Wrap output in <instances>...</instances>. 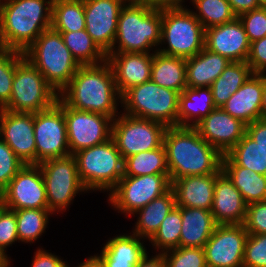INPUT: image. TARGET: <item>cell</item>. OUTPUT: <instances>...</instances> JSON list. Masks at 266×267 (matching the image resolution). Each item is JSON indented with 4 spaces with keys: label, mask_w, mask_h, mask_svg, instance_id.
Returning a JSON list of instances; mask_svg holds the SVG:
<instances>
[{
    "label": "cell",
    "mask_w": 266,
    "mask_h": 267,
    "mask_svg": "<svg viewBox=\"0 0 266 267\" xmlns=\"http://www.w3.org/2000/svg\"><path fill=\"white\" fill-rule=\"evenodd\" d=\"M247 237L243 224L217 225L204 245L207 267H243Z\"/></svg>",
    "instance_id": "15"
},
{
    "label": "cell",
    "mask_w": 266,
    "mask_h": 267,
    "mask_svg": "<svg viewBox=\"0 0 266 267\" xmlns=\"http://www.w3.org/2000/svg\"><path fill=\"white\" fill-rule=\"evenodd\" d=\"M205 29L186 6L162 9L161 40L167 47L157 51L168 56L190 58L204 48Z\"/></svg>",
    "instance_id": "7"
},
{
    "label": "cell",
    "mask_w": 266,
    "mask_h": 267,
    "mask_svg": "<svg viewBox=\"0 0 266 267\" xmlns=\"http://www.w3.org/2000/svg\"><path fill=\"white\" fill-rule=\"evenodd\" d=\"M56 103L64 111L70 154L74 155L112 138L113 118L101 113L74 109L60 97Z\"/></svg>",
    "instance_id": "13"
},
{
    "label": "cell",
    "mask_w": 266,
    "mask_h": 267,
    "mask_svg": "<svg viewBox=\"0 0 266 267\" xmlns=\"http://www.w3.org/2000/svg\"><path fill=\"white\" fill-rule=\"evenodd\" d=\"M179 95L150 80L128 89L121 96L120 107L127 115L157 121L166 127L177 126Z\"/></svg>",
    "instance_id": "8"
},
{
    "label": "cell",
    "mask_w": 266,
    "mask_h": 267,
    "mask_svg": "<svg viewBox=\"0 0 266 267\" xmlns=\"http://www.w3.org/2000/svg\"><path fill=\"white\" fill-rule=\"evenodd\" d=\"M196 11L191 10L204 29L234 21L237 15L233 12L228 0H190Z\"/></svg>",
    "instance_id": "38"
},
{
    "label": "cell",
    "mask_w": 266,
    "mask_h": 267,
    "mask_svg": "<svg viewBox=\"0 0 266 267\" xmlns=\"http://www.w3.org/2000/svg\"><path fill=\"white\" fill-rule=\"evenodd\" d=\"M261 112H262V119H266V74H265V87L263 90Z\"/></svg>",
    "instance_id": "54"
},
{
    "label": "cell",
    "mask_w": 266,
    "mask_h": 267,
    "mask_svg": "<svg viewBox=\"0 0 266 267\" xmlns=\"http://www.w3.org/2000/svg\"><path fill=\"white\" fill-rule=\"evenodd\" d=\"M250 43L266 36V7H259L238 16Z\"/></svg>",
    "instance_id": "45"
},
{
    "label": "cell",
    "mask_w": 266,
    "mask_h": 267,
    "mask_svg": "<svg viewBox=\"0 0 266 267\" xmlns=\"http://www.w3.org/2000/svg\"><path fill=\"white\" fill-rule=\"evenodd\" d=\"M24 58L23 52L0 48V109L9 103L16 66Z\"/></svg>",
    "instance_id": "40"
},
{
    "label": "cell",
    "mask_w": 266,
    "mask_h": 267,
    "mask_svg": "<svg viewBox=\"0 0 266 267\" xmlns=\"http://www.w3.org/2000/svg\"><path fill=\"white\" fill-rule=\"evenodd\" d=\"M243 267H266V234H248Z\"/></svg>",
    "instance_id": "44"
},
{
    "label": "cell",
    "mask_w": 266,
    "mask_h": 267,
    "mask_svg": "<svg viewBox=\"0 0 266 267\" xmlns=\"http://www.w3.org/2000/svg\"><path fill=\"white\" fill-rule=\"evenodd\" d=\"M51 28L57 32L84 30V0H53Z\"/></svg>",
    "instance_id": "34"
},
{
    "label": "cell",
    "mask_w": 266,
    "mask_h": 267,
    "mask_svg": "<svg viewBox=\"0 0 266 267\" xmlns=\"http://www.w3.org/2000/svg\"><path fill=\"white\" fill-rule=\"evenodd\" d=\"M253 74L247 62H230L210 86L216 108H221Z\"/></svg>",
    "instance_id": "32"
},
{
    "label": "cell",
    "mask_w": 266,
    "mask_h": 267,
    "mask_svg": "<svg viewBox=\"0 0 266 267\" xmlns=\"http://www.w3.org/2000/svg\"><path fill=\"white\" fill-rule=\"evenodd\" d=\"M53 0H0V48L24 52L51 28Z\"/></svg>",
    "instance_id": "3"
},
{
    "label": "cell",
    "mask_w": 266,
    "mask_h": 267,
    "mask_svg": "<svg viewBox=\"0 0 266 267\" xmlns=\"http://www.w3.org/2000/svg\"><path fill=\"white\" fill-rule=\"evenodd\" d=\"M128 0H84L85 30L107 55L113 47L118 17Z\"/></svg>",
    "instance_id": "17"
},
{
    "label": "cell",
    "mask_w": 266,
    "mask_h": 267,
    "mask_svg": "<svg viewBox=\"0 0 266 267\" xmlns=\"http://www.w3.org/2000/svg\"><path fill=\"white\" fill-rule=\"evenodd\" d=\"M204 47L231 62H247L250 42L237 17L232 22L205 29Z\"/></svg>",
    "instance_id": "20"
},
{
    "label": "cell",
    "mask_w": 266,
    "mask_h": 267,
    "mask_svg": "<svg viewBox=\"0 0 266 267\" xmlns=\"http://www.w3.org/2000/svg\"><path fill=\"white\" fill-rule=\"evenodd\" d=\"M0 138L25 165H36L34 113L0 109Z\"/></svg>",
    "instance_id": "18"
},
{
    "label": "cell",
    "mask_w": 266,
    "mask_h": 267,
    "mask_svg": "<svg viewBox=\"0 0 266 267\" xmlns=\"http://www.w3.org/2000/svg\"><path fill=\"white\" fill-rule=\"evenodd\" d=\"M260 7H266V0H257Z\"/></svg>",
    "instance_id": "57"
},
{
    "label": "cell",
    "mask_w": 266,
    "mask_h": 267,
    "mask_svg": "<svg viewBox=\"0 0 266 267\" xmlns=\"http://www.w3.org/2000/svg\"><path fill=\"white\" fill-rule=\"evenodd\" d=\"M182 228L179 247L204 248L218 225L210 210L181 207Z\"/></svg>",
    "instance_id": "27"
},
{
    "label": "cell",
    "mask_w": 266,
    "mask_h": 267,
    "mask_svg": "<svg viewBox=\"0 0 266 267\" xmlns=\"http://www.w3.org/2000/svg\"><path fill=\"white\" fill-rule=\"evenodd\" d=\"M226 155L237 166L266 176V154L246 133Z\"/></svg>",
    "instance_id": "37"
},
{
    "label": "cell",
    "mask_w": 266,
    "mask_h": 267,
    "mask_svg": "<svg viewBox=\"0 0 266 267\" xmlns=\"http://www.w3.org/2000/svg\"><path fill=\"white\" fill-rule=\"evenodd\" d=\"M34 137L36 165L70 155L64 111L57 103L34 113Z\"/></svg>",
    "instance_id": "14"
},
{
    "label": "cell",
    "mask_w": 266,
    "mask_h": 267,
    "mask_svg": "<svg viewBox=\"0 0 266 267\" xmlns=\"http://www.w3.org/2000/svg\"><path fill=\"white\" fill-rule=\"evenodd\" d=\"M107 61L111 65L121 96L133 86L151 79L153 53L109 52Z\"/></svg>",
    "instance_id": "21"
},
{
    "label": "cell",
    "mask_w": 266,
    "mask_h": 267,
    "mask_svg": "<svg viewBox=\"0 0 266 267\" xmlns=\"http://www.w3.org/2000/svg\"><path fill=\"white\" fill-rule=\"evenodd\" d=\"M162 256L167 267H207L204 248L178 247Z\"/></svg>",
    "instance_id": "41"
},
{
    "label": "cell",
    "mask_w": 266,
    "mask_h": 267,
    "mask_svg": "<svg viewBox=\"0 0 266 267\" xmlns=\"http://www.w3.org/2000/svg\"><path fill=\"white\" fill-rule=\"evenodd\" d=\"M175 206V195L173 190L170 189L133 214L134 216L138 214V220L135 222L132 233L149 241L159 229L164 218Z\"/></svg>",
    "instance_id": "30"
},
{
    "label": "cell",
    "mask_w": 266,
    "mask_h": 267,
    "mask_svg": "<svg viewBox=\"0 0 266 267\" xmlns=\"http://www.w3.org/2000/svg\"><path fill=\"white\" fill-rule=\"evenodd\" d=\"M17 222L19 243H33L42 236L47 229L49 217L53 213L49 209H19L13 210Z\"/></svg>",
    "instance_id": "36"
},
{
    "label": "cell",
    "mask_w": 266,
    "mask_h": 267,
    "mask_svg": "<svg viewBox=\"0 0 266 267\" xmlns=\"http://www.w3.org/2000/svg\"><path fill=\"white\" fill-rule=\"evenodd\" d=\"M34 254L31 267H70L61 257L43 248H39Z\"/></svg>",
    "instance_id": "48"
},
{
    "label": "cell",
    "mask_w": 266,
    "mask_h": 267,
    "mask_svg": "<svg viewBox=\"0 0 266 267\" xmlns=\"http://www.w3.org/2000/svg\"><path fill=\"white\" fill-rule=\"evenodd\" d=\"M247 204L240 191L221 172L215 181L212 215L218 225L243 224Z\"/></svg>",
    "instance_id": "23"
},
{
    "label": "cell",
    "mask_w": 266,
    "mask_h": 267,
    "mask_svg": "<svg viewBox=\"0 0 266 267\" xmlns=\"http://www.w3.org/2000/svg\"><path fill=\"white\" fill-rule=\"evenodd\" d=\"M243 225L248 234H266V201L247 205Z\"/></svg>",
    "instance_id": "46"
},
{
    "label": "cell",
    "mask_w": 266,
    "mask_h": 267,
    "mask_svg": "<svg viewBox=\"0 0 266 267\" xmlns=\"http://www.w3.org/2000/svg\"><path fill=\"white\" fill-rule=\"evenodd\" d=\"M17 240L19 243L15 212L5 208L0 214V257L9 265L11 264V259L6 254V250Z\"/></svg>",
    "instance_id": "42"
},
{
    "label": "cell",
    "mask_w": 266,
    "mask_h": 267,
    "mask_svg": "<svg viewBox=\"0 0 266 267\" xmlns=\"http://www.w3.org/2000/svg\"><path fill=\"white\" fill-rule=\"evenodd\" d=\"M247 64L253 73L266 74V36L250 43Z\"/></svg>",
    "instance_id": "47"
},
{
    "label": "cell",
    "mask_w": 266,
    "mask_h": 267,
    "mask_svg": "<svg viewBox=\"0 0 266 267\" xmlns=\"http://www.w3.org/2000/svg\"><path fill=\"white\" fill-rule=\"evenodd\" d=\"M221 170L240 191L247 205L266 201L265 175L237 166L226 154L222 157Z\"/></svg>",
    "instance_id": "28"
},
{
    "label": "cell",
    "mask_w": 266,
    "mask_h": 267,
    "mask_svg": "<svg viewBox=\"0 0 266 267\" xmlns=\"http://www.w3.org/2000/svg\"><path fill=\"white\" fill-rule=\"evenodd\" d=\"M162 9L127 1L118 17L116 38L110 52H157L161 40ZM156 48V49H155Z\"/></svg>",
    "instance_id": "4"
},
{
    "label": "cell",
    "mask_w": 266,
    "mask_h": 267,
    "mask_svg": "<svg viewBox=\"0 0 266 267\" xmlns=\"http://www.w3.org/2000/svg\"><path fill=\"white\" fill-rule=\"evenodd\" d=\"M10 265L0 257V267H9Z\"/></svg>",
    "instance_id": "56"
},
{
    "label": "cell",
    "mask_w": 266,
    "mask_h": 267,
    "mask_svg": "<svg viewBox=\"0 0 266 267\" xmlns=\"http://www.w3.org/2000/svg\"><path fill=\"white\" fill-rule=\"evenodd\" d=\"M150 80L161 87L182 93L187 87L186 59L154 52Z\"/></svg>",
    "instance_id": "31"
},
{
    "label": "cell",
    "mask_w": 266,
    "mask_h": 267,
    "mask_svg": "<svg viewBox=\"0 0 266 267\" xmlns=\"http://www.w3.org/2000/svg\"><path fill=\"white\" fill-rule=\"evenodd\" d=\"M7 209H48L39 165H24L1 192Z\"/></svg>",
    "instance_id": "16"
},
{
    "label": "cell",
    "mask_w": 266,
    "mask_h": 267,
    "mask_svg": "<svg viewBox=\"0 0 266 267\" xmlns=\"http://www.w3.org/2000/svg\"><path fill=\"white\" fill-rule=\"evenodd\" d=\"M59 33L64 44L80 65H96L107 60V55L97 46L85 29Z\"/></svg>",
    "instance_id": "35"
},
{
    "label": "cell",
    "mask_w": 266,
    "mask_h": 267,
    "mask_svg": "<svg viewBox=\"0 0 266 267\" xmlns=\"http://www.w3.org/2000/svg\"><path fill=\"white\" fill-rule=\"evenodd\" d=\"M59 93L42 73L26 58L17 66L9 103L3 108L11 112L37 113L52 107Z\"/></svg>",
    "instance_id": "9"
},
{
    "label": "cell",
    "mask_w": 266,
    "mask_h": 267,
    "mask_svg": "<svg viewBox=\"0 0 266 267\" xmlns=\"http://www.w3.org/2000/svg\"><path fill=\"white\" fill-rule=\"evenodd\" d=\"M228 2L237 17L260 7L257 0H228Z\"/></svg>",
    "instance_id": "51"
},
{
    "label": "cell",
    "mask_w": 266,
    "mask_h": 267,
    "mask_svg": "<svg viewBox=\"0 0 266 267\" xmlns=\"http://www.w3.org/2000/svg\"><path fill=\"white\" fill-rule=\"evenodd\" d=\"M195 128L222 155L227 154L246 133V124L222 108H215Z\"/></svg>",
    "instance_id": "19"
},
{
    "label": "cell",
    "mask_w": 266,
    "mask_h": 267,
    "mask_svg": "<svg viewBox=\"0 0 266 267\" xmlns=\"http://www.w3.org/2000/svg\"><path fill=\"white\" fill-rule=\"evenodd\" d=\"M171 182L186 176L220 174L223 155L195 127H167L163 137Z\"/></svg>",
    "instance_id": "1"
},
{
    "label": "cell",
    "mask_w": 266,
    "mask_h": 267,
    "mask_svg": "<svg viewBox=\"0 0 266 267\" xmlns=\"http://www.w3.org/2000/svg\"><path fill=\"white\" fill-rule=\"evenodd\" d=\"M246 134L263 150L266 154V119H258L246 125Z\"/></svg>",
    "instance_id": "49"
},
{
    "label": "cell",
    "mask_w": 266,
    "mask_h": 267,
    "mask_svg": "<svg viewBox=\"0 0 266 267\" xmlns=\"http://www.w3.org/2000/svg\"><path fill=\"white\" fill-rule=\"evenodd\" d=\"M181 228V207L175 206L164 218L154 236L149 240L152 247L158 251L155 250V253L162 254L171 249L178 248Z\"/></svg>",
    "instance_id": "39"
},
{
    "label": "cell",
    "mask_w": 266,
    "mask_h": 267,
    "mask_svg": "<svg viewBox=\"0 0 266 267\" xmlns=\"http://www.w3.org/2000/svg\"><path fill=\"white\" fill-rule=\"evenodd\" d=\"M215 108L210 87H186L179 95L177 126L195 127Z\"/></svg>",
    "instance_id": "29"
},
{
    "label": "cell",
    "mask_w": 266,
    "mask_h": 267,
    "mask_svg": "<svg viewBox=\"0 0 266 267\" xmlns=\"http://www.w3.org/2000/svg\"><path fill=\"white\" fill-rule=\"evenodd\" d=\"M230 62L204 47L198 54L186 59L187 87H210Z\"/></svg>",
    "instance_id": "26"
},
{
    "label": "cell",
    "mask_w": 266,
    "mask_h": 267,
    "mask_svg": "<svg viewBox=\"0 0 266 267\" xmlns=\"http://www.w3.org/2000/svg\"><path fill=\"white\" fill-rule=\"evenodd\" d=\"M166 126L160 122L133 117L122 112L113 120L112 138L123 159L159 148Z\"/></svg>",
    "instance_id": "12"
},
{
    "label": "cell",
    "mask_w": 266,
    "mask_h": 267,
    "mask_svg": "<svg viewBox=\"0 0 266 267\" xmlns=\"http://www.w3.org/2000/svg\"><path fill=\"white\" fill-rule=\"evenodd\" d=\"M170 189L169 175L123 176L110 194L108 193V201L118 210L117 213L121 212L130 217Z\"/></svg>",
    "instance_id": "11"
},
{
    "label": "cell",
    "mask_w": 266,
    "mask_h": 267,
    "mask_svg": "<svg viewBox=\"0 0 266 267\" xmlns=\"http://www.w3.org/2000/svg\"><path fill=\"white\" fill-rule=\"evenodd\" d=\"M219 174L186 176L171 182L176 206L212 209L216 177Z\"/></svg>",
    "instance_id": "25"
},
{
    "label": "cell",
    "mask_w": 266,
    "mask_h": 267,
    "mask_svg": "<svg viewBox=\"0 0 266 267\" xmlns=\"http://www.w3.org/2000/svg\"><path fill=\"white\" fill-rule=\"evenodd\" d=\"M264 87L265 74L253 73L221 108L246 125L261 119Z\"/></svg>",
    "instance_id": "22"
},
{
    "label": "cell",
    "mask_w": 266,
    "mask_h": 267,
    "mask_svg": "<svg viewBox=\"0 0 266 267\" xmlns=\"http://www.w3.org/2000/svg\"><path fill=\"white\" fill-rule=\"evenodd\" d=\"M6 208L3 198L0 196V214Z\"/></svg>",
    "instance_id": "55"
},
{
    "label": "cell",
    "mask_w": 266,
    "mask_h": 267,
    "mask_svg": "<svg viewBox=\"0 0 266 267\" xmlns=\"http://www.w3.org/2000/svg\"><path fill=\"white\" fill-rule=\"evenodd\" d=\"M59 97L77 110L101 113L113 119L120 113L121 95L107 60L96 65H81Z\"/></svg>",
    "instance_id": "2"
},
{
    "label": "cell",
    "mask_w": 266,
    "mask_h": 267,
    "mask_svg": "<svg viewBox=\"0 0 266 267\" xmlns=\"http://www.w3.org/2000/svg\"><path fill=\"white\" fill-rule=\"evenodd\" d=\"M153 9H166L184 6L185 0H128Z\"/></svg>",
    "instance_id": "50"
},
{
    "label": "cell",
    "mask_w": 266,
    "mask_h": 267,
    "mask_svg": "<svg viewBox=\"0 0 266 267\" xmlns=\"http://www.w3.org/2000/svg\"><path fill=\"white\" fill-rule=\"evenodd\" d=\"M24 165L12 149L0 138V193Z\"/></svg>",
    "instance_id": "43"
},
{
    "label": "cell",
    "mask_w": 266,
    "mask_h": 267,
    "mask_svg": "<svg viewBox=\"0 0 266 267\" xmlns=\"http://www.w3.org/2000/svg\"><path fill=\"white\" fill-rule=\"evenodd\" d=\"M143 240L134 233L114 236L94 257L103 267H136L148 254Z\"/></svg>",
    "instance_id": "24"
},
{
    "label": "cell",
    "mask_w": 266,
    "mask_h": 267,
    "mask_svg": "<svg viewBox=\"0 0 266 267\" xmlns=\"http://www.w3.org/2000/svg\"><path fill=\"white\" fill-rule=\"evenodd\" d=\"M45 184L48 209L66 211L80 192L88 190L80 180L74 155L45 160L38 164Z\"/></svg>",
    "instance_id": "10"
},
{
    "label": "cell",
    "mask_w": 266,
    "mask_h": 267,
    "mask_svg": "<svg viewBox=\"0 0 266 267\" xmlns=\"http://www.w3.org/2000/svg\"><path fill=\"white\" fill-rule=\"evenodd\" d=\"M169 175L164 144L159 148L143 151L124 159L123 176Z\"/></svg>",
    "instance_id": "33"
},
{
    "label": "cell",
    "mask_w": 266,
    "mask_h": 267,
    "mask_svg": "<svg viewBox=\"0 0 266 267\" xmlns=\"http://www.w3.org/2000/svg\"><path fill=\"white\" fill-rule=\"evenodd\" d=\"M80 180L92 191L111 192L124 173V159L113 138L74 154Z\"/></svg>",
    "instance_id": "6"
},
{
    "label": "cell",
    "mask_w": 266,
    "mask_h": 267,
    "mask_svg": "<svg viewBox=\"0 0 266 267\" xmlns=\"http://www.w3.org/2000/svg\"><path fill=\"white\" fill-rule=\"evenodd\" d=\"M136 267H167L166 261L164 260L162 254H156L154 256H147L136 266Z\"/></svg>",
    "instance_id": "52"
},
{
    "label": "cell",
    "mask_w": 266,
    "mask_h": 267,
    "mask_svg": "<svg viewBox=\"0 0 266 267\" xmlns=\"http://www.w3.org/2000/svg\"><path fill=\"white\" fill-rule=\"evenodd\" d=\"M77 267H103V266L94 256H90L87 257L85 261L81 262Z\"/></svg>",
    "instance_id": "53"
},
{
    "label": "cell",
    "mask_w": 266,
    "mask_h": 267,
    "mask_svg": "<svg viewBox=\"0 0 266 267\" xmlns=\"http://www.w3.org/2000/svg\"><path fill=\"white\" fill-rule=\"evenodd\" d=\"M23 54L58 93L81 66L64 44L61 34L52 28L43 31Z\"/></svg>",
    "instance_id": "5"
}]
</instances>
